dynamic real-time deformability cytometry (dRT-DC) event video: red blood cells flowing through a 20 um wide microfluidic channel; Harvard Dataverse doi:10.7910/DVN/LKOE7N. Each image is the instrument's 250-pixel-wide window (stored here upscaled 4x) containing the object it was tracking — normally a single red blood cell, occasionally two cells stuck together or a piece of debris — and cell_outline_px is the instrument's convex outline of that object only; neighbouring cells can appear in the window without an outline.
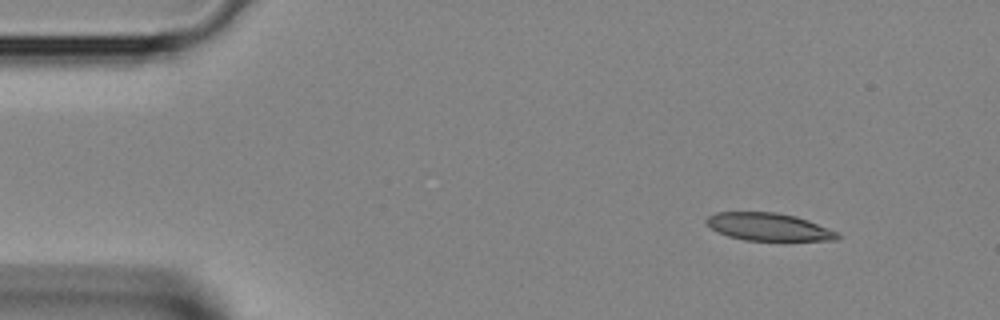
{"species": "Egyptian fruit bat (a non-hibernating species)", "species_latin": "Rousettus aegyptiacus", "temperature_condition": "room temperature", "stored_images_in_passage": 37, "segment_of_instrument_passage": [1, 2], "camera_frame_rate_fps": 3000, "um_per_image_px": 0.085, "animal": {"sex": "female"}, "frame": {"image": 1, "passage_image": 1, "time_ms": 0.0, "image_size_px": [1000, 320], "cell_outline_px": [[840, 236], [836, 240], [744, 240], [728, 236], [716, 232], [704, 220], [708, 216], [716, 212], [776, 212], [796, 216], [808, 220], [840, 232]], "centroid_in_image_um": [65.34, 19.28], "position_along_channel_um": 19.7, "area_um2": 21.15}}
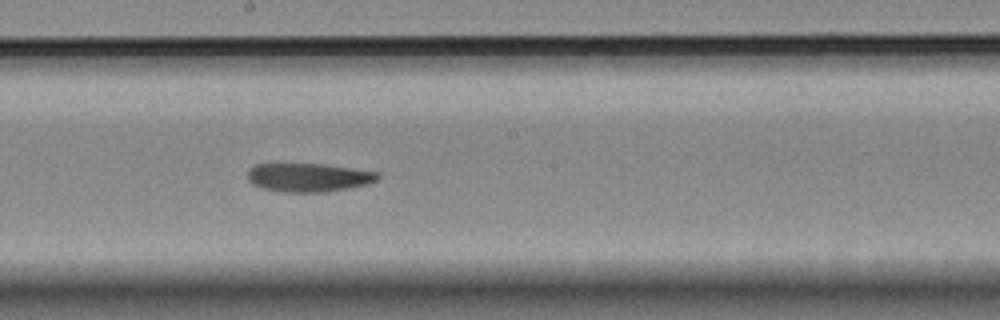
{"frame": {"image": 2, "passage_image": 18, "time_ms": 5.667, "image_size_px": [1000, 320], "cell_outline_px": [[380, 176], [376, 180], [368, 184], [348, 188], [324, 192], [284, 192], [260, 188], [252, 184], [248, 180], [248, 168], [256, 164], [276, 160], [324, 164], [380, 172]], "centroid_in_image_um": [26.13, 15.03], "position_along_channel_um": 222.1, "area_um2": 22.77}}
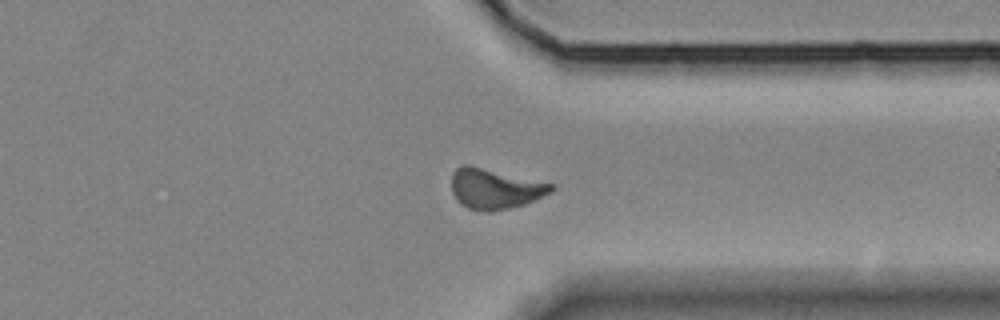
{"frame": {"image": 3, "passage_image": 27, "time_ms": 8.667, "image_size_px": [1000, 320], "cell_outline_px": [[556, 188], [552, 192], [524, 204], [508, 208], [488, 212], [468, 208], [460, 204], [456, 200], [452, 192], [452, 172], [456, 168], [464, 164], [468, 164], [552, 184]], "centroid_in_image_um": [42.03, 16.04], "position_along_channel_um": 369.4, "area_um2": 23.24}}